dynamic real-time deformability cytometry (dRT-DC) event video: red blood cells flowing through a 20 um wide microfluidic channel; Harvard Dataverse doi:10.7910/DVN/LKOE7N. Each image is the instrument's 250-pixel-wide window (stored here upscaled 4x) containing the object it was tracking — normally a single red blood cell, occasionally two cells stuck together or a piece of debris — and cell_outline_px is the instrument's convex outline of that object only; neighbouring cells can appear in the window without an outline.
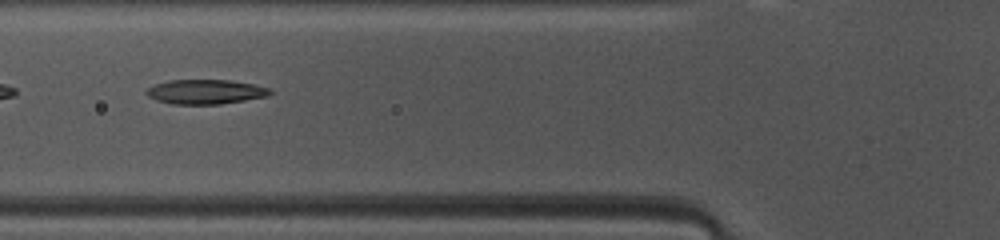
{"species": "common noctule bat (a hibernating species)", "species_latin": "Nyctalus noctula", "temperature_condition": "warm", "stored_images_in_passage": 45, "camera_frame_rate_fps": 3000, "um_per_image_px": 0.085, "animal": {"sex": "female", "body_mass_g": 10.0, "forearm_length_mm": 53.1}, "frame": {"image": 1, "passage_image": 14, "time_ms": 4.333, "image_size_px": [1000, 240], "cell_outline_px": [[272, 92], [268, 96], [220, 104], [172, 104], [156, 100], [148, 96], [144, 92], [148, 88], [156, 84], [168, 80], [232, 80], [252, 84], [268, 88]], "centroid_in_image_um": [17.44, 7.8], "position_along_channel_um": 108.4, "area_um2": 17.57}}
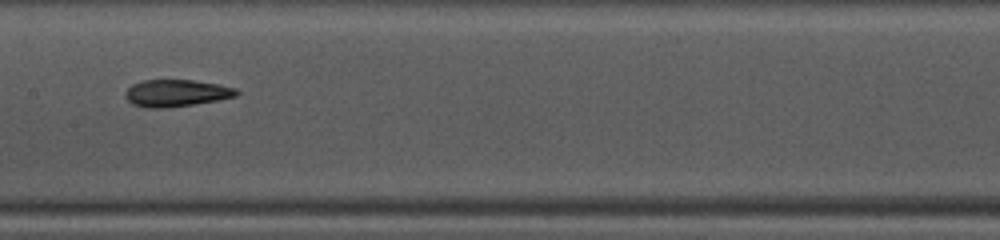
{"frame": {"image": 2, "passage_image": 20, "time_ms": 6.333, "image_size_px": [1000, 240], "cell_outline_px": [[240, 92], [236, 96], [216, 100], [168, 108], [144, 108], [132, 104], [124, 96], [124, 92], [132, 84], [144, 80], [192, 80], [220, 84], [236, 88]], "centroid_in_image_um": [14.96, 7.91], "position_along_channel_um": 192.4, "area_um2": 17.57}}
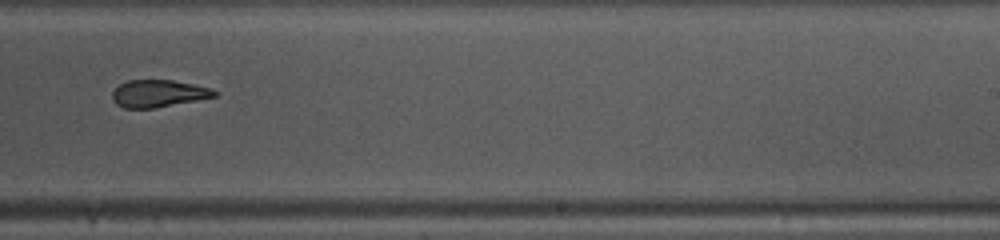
{"frame": {"image": 3, "passage_image": 26, "time_ms": 8.333, "image_size_px": [1000, 240], "cell_outline_px": [[216, 96], [156, 108], [124, 108], [116, 104], [112, 100], [112, 92], [120, 84], [128, 80], [172, 80], [212, 88], [216, 92]], "centroid_in_image_um": [13.43, 7.95], "position_along_channel_um": 275.6, "area_um2": 16.13}, "authors_computed_cell_mechanics": {"area_um2": 17.9758, "velocity_mm_per_s": 4.1742, "shape_relaxation_time_tau1_ms": null, "shape_relaxation_time_tau2_ms": 2.9402, "deformation_change_tau1": null, "deformation_change_tau2": 0.1186}}